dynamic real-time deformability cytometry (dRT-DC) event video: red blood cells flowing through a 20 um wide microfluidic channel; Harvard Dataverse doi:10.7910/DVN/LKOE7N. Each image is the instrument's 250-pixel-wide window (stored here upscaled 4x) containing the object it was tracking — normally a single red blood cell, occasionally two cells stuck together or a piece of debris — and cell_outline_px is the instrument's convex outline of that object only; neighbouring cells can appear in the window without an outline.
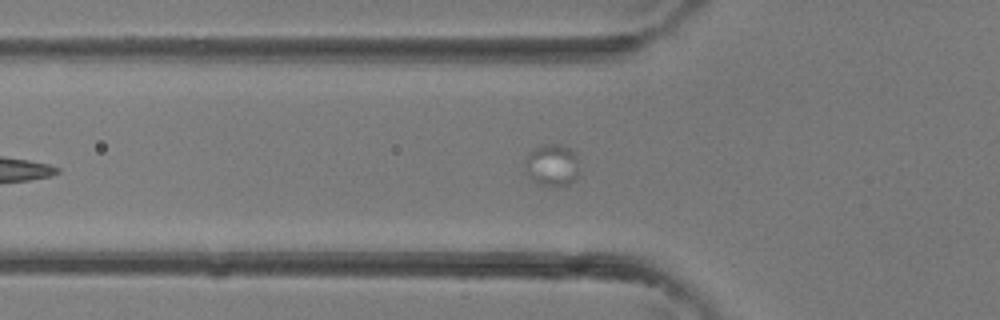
{"species": "common noctule bat (a hibernating species)", "species_latin": "Nyctalus noctula", "temperature_condition": "room temperature", "stored_images_in_passage": 4, "camera_frame_rate_fps": 3000, "um_per_image_px": 0.085, "animal": {"sex": "female"}, "frame": {"image": 1, "passage_image": 4, "time_ms": 1.0, "image_size_px": [1000, 320], "cell_outline_px": [[580, 172], [576, 180], [568, 184], [556, 188], [540, 184], [532, 180], [528, 176], [524, 164], [524, 160], [528, 152], [532, 148], [544, 144], [556, 144], [572, 148], [576, 156]], "centroid_in_image_um": [46.93, 14.04], "position_along_channel_um": 78.9, "area_um2": 13.81}}